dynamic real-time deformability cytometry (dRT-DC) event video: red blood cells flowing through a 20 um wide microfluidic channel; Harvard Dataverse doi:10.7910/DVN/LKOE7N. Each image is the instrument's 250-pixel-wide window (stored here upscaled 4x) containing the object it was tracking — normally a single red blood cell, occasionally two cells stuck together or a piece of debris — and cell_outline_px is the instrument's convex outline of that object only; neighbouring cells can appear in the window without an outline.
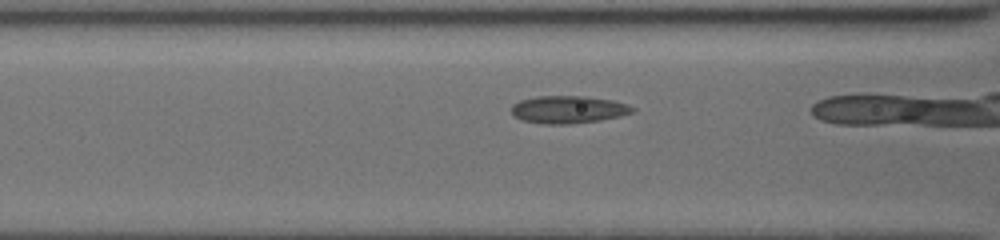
{"species": "common noctule bat (a hibernating species)", "species_latin": "Nyctalus noctula", "temperature_condition": "cold", "stored_images_in_passage": 36, "camera_frame_rate_fps": 3000, "um_per_image_px": 0.085, "animal": {"sex": "female", "body_mass_g": 19.5, "forearm_length_mm": 54.1}, "frame": {"image": 1, "passage_image": 11, "time_ms": 3.333, "image_size_px": [1000, 240], "cell_outline_px": [[636, 108], [632, 112], [620, 116], [600, 120], [572, 124], [544, 124], [524, 120], [516, 116], [512, 112], [512, 104], [520, 100], [536, 96], [584, 96], [612, 100]], "centroid_in_image_um": [48.29, 9.31], "position_along_channel_um": 118.3, "area_um2": 19.25}}
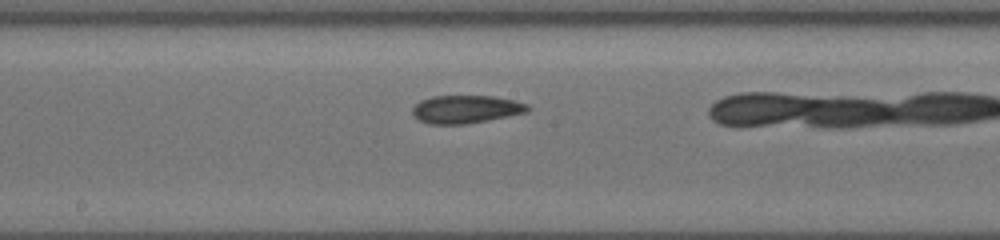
{"frame": {"image": 2, "passage_image": 20, "time_ms": 5.667, "image_size_px": [1000, 240], "cell_outline_px": [[532, 108], [528, 112], [508, 116], [464, 124], [428, 124], [420, 120], [412, 112], [412, 108], [420, 100], [432, 96], [492, 96], [516, 100], [528, 104]], "centroid_in_image_um": [39.63, 9.27], "position_along_channel_um": 208.6, "area_um2": 18.79}}
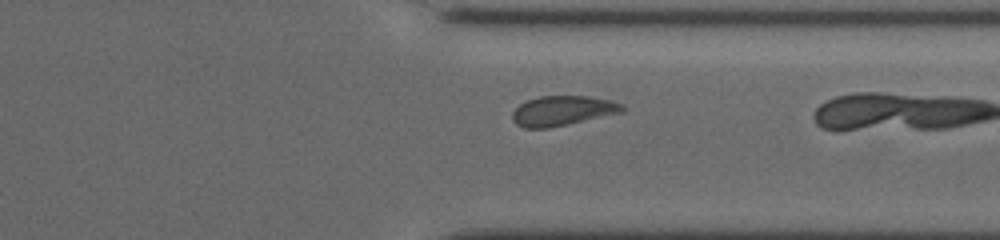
{"frame": {"image": 3, "passage_image": 34, "time_ms": 9.667, "image_size_px": [1000, 240], "cell_outline_px": [[624, 112], [544, 128], [524, 128], [516, 124], [512, 120], [512, 112], [520, 104], [528, 100], [540, 96], [588, 96], [608, 100], [624, 104]], "centroid_in_image_um": [47.8, 9.4], "position_along_channel_um": 363.6, "area_um2": 18.79}}